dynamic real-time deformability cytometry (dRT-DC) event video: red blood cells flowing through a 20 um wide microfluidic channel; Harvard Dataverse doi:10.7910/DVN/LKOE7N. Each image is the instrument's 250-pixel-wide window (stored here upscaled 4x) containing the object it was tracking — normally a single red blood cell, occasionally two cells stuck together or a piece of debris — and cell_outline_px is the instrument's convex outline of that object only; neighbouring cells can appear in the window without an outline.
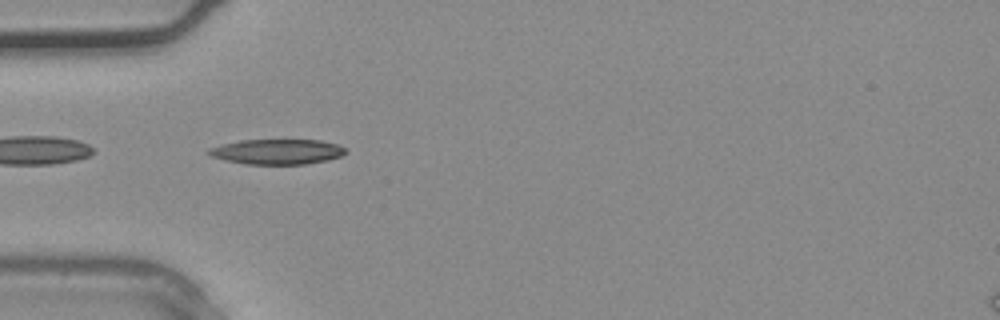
{"species": "common noctule bat (a hibernating species)", "species_latin": "Nyctalus noctula", "temperature_condition": "warm", "stored_images_in_passage": 15, "camera_frame_rate_fps": 3000, "um_per_image_px": 0.085, "animal": {"sex": "male", "body_mass_g": 20.4}, "frame": {"image": 1, "passage_image": 1, "time_ms": 0.0, "image_size_px": [1000, 320], "cell_outline_px": [[348, 152], [340, 156], [328, 160], [304, 164], [244, 164], [224, 160], [212, 156], [204, 152], [208, 148], [220, 144], [240, 140], [320, 140], [336, 144], [344, 148]], "centroid_in_image_um": [23.5, 12.89], "position_along_channel_um": 61.5, "area_um2": 20.17}}